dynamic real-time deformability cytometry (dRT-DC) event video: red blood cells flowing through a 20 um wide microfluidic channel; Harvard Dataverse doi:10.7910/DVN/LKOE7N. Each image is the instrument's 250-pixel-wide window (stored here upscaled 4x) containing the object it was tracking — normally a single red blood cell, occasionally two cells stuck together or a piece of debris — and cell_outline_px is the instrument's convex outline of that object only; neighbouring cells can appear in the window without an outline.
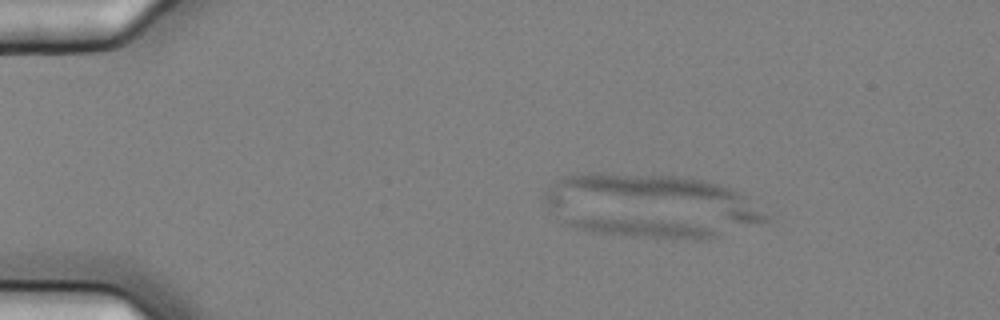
{"species": "common noctule bat (a hibernating species)", "species_latin": "Nyctalus noctula", "temperature_condition": "cold", "stored_images_in_passage": 13, "segment_of_instrument_passage": [1, 2], "camera_frame_rate_fps": 3000, "um_per_image_px": 0.085, "animal": {"sex": "female", "body_mass_g": 25.1}, "frame": {"image": 1, "passage_image": 3, "time_ms": 0.667, "image_size_px": [1000, 320], "cell_outline_px": [[720, 236], [696, 240], [632, 236], [588, 232], [560, 224], [564, 216], [568, 216], [652, 220], [692, 224], [708, 228], [716, 232]], "centroid_in_image_um": [54.34, 19.37], "position_along_channel_um": 30.7, "area_um2": 16.59}}